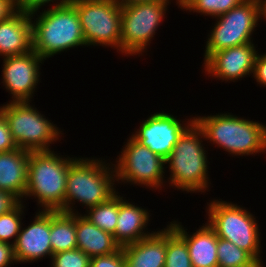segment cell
<instances>
[{"instance_id":"5b68a950","label":"cell","mask_w":266,"mask_h":267,"mask_svg":"<svg viewBox=\"0 0 266 267\" xmlns=\"http://www.w3.org/2000/svg\"><path fill=\"white\" fill-rule=\"evenodd\" d=\"M76 157H64L54 150L30 152L24 198L36 199L44 211H62L70 163Z\"/></svg>"},{"instance_id":"d6986e66","label":"cell","mask_w":266,"mask_h":267,"mask_svg":"<svg viewBox=\"0 0 266 267\" xmlns=\"http://www.w3.org/2000/svg\"><path fill=\"white\" fill-rule=\"evenodd\" d=\"M166 246L167 227L122 247L126 267H164Z\"/></svg>"},{"instance_id":"83f0119b","label":"cell","mask_w":266,"mask_h":267,"mask_svg":"<svg viewBox=\"0 0 266 267\" xmlns=\"http://www.w3.org/2000/svg\"><path fill=\"white\" fill-rule=\"evenodd\" d=\"M90 257L78 248L53 254L51 267H89Z\"/></svg>"},{"instance_id":"5bb4252c","label":"cell","mask_w":266,"mask_h":267,"mask_svg":"<svg viewBox=\"0 0 266 267\" xmlns=\"http://www.w3.org/2000/svg\"><path fill=\"white\" fill-rule=\"evenodd\" d=\"M256 48L253 43H247L214 52L203 63L204 73L221 82L242 80L253 74Z\"/></svg>"},{"instance_id":"ffe728a7","label":"cell","mask_w":266,"mask_h":267,"mask_svg":"<svg viewBox=\"0 0 266 267\" xmlns=\"http://www.w3.org/2000/svg\"><path fill=\"white\" fill-rule=\"evenodd\" d=\"M29 157L30 152L21 148L0 153V189L21 202L26 192Z\"/></svg>"},{"instance_id":"9c48e42d","label":"cell","mask_w":266,"mask_h":267,"mask_svg":"<svg viewBox=\"0 0 266 267\" xmlns=\"http://www.w3.org/2000/svg\"><path fill=\"white\" fill-rule=\"evenodd\" d=\"M85 42L88 46H104L120 52L121 6L114 0H73Z\"/></svg>"},{"instance_id":"603a6c76","label":"cell","mask_w":266,"mask_h":267,"mask_svg":"<svg viewBox=\"0 0 266 267\" xmlns=\"http://www.w3.org/2000/svg\"><path fill=\"white\" fill-rule=\"evenodd\" d=\"M117 194L118 192L108 201L88 208L84 214L90 222L112 235L115 233L118 218Z\"/></svg>"},{"instance_id":"7a4b0ae2","label":"cell","mask_w":266,"mask_h":267,"mask_svg":"<svg viewBox=\"0 0 266 267\" xmlns=\"http://www.w3.org/2000/svg\"><path fill=\"white\" fill-rule=\"evenodd\" d=\"M30 17L33 51L44 60L71 48L87 46L79 14L72 4L51 6L39 15L34 11Z\"/></svg>"},{"instance_id":"4316f807","label":"cell","mask_w":266,"mask_h":267,"mask_svg":"<svg viewBox=\"0 0 266 267\" xmlns=\"http://www.w3.org/2000/svg\"><path fill=\"white\" fill-rule=\"evenodd\" d=\"M24 209L25 205L20 202L10 212L0 215V242L14 245L23 224Z\"/></svg>"},{"instance_id":"3957f363","label":"cell","mask_w":266,"mask_h":267,"mask_svg":"<svg viewBox=\"0 0 266 267\" xmlns=\"http://www.w3.org/2000/svg\"><path fill=\"white\" fill-rule=\"evenodd\" d=\"M110 163L102 158H75L69 166L65 208L61 212L76 213L73 207L75 202H80L87 210L113 197L117 193V179L113 164Z\"/></svg>"},{"instance_id":"836d02e7","label":"cell","mask_w":266,"mask_h":267,"mask_svg":"<svg viewBox=\"0 0 266 267\" xmlns=\"http://www.w3.org/2000/svg\"><path fill=\"white\" fill-rule=\"evenodd\" d=\"M16 263L13 245L0 242V267H10Z\"/></svg>"},{"instance_id":"8fae6325","label":"cell","mask_w":266,"mask_h":267,"mask_svg":"<svg viewBox=\"0 0 266 267\" xmlns=\"http://www.w3.org/2000/svg\"><path fill=\"white\" fill-rule=\"evenodd\" d=\"M117 157L113 164L116 183L143 185L150 190H162L163 184H166V177L163 175L165 160L131 136L124 144L121 155L119 153Z\"/></svg>"},{"instance_id":"f546056e","label":"cell","mask_w":266,"mask_h":267,"mask_svg":"<svg viewBox=\"0 0 266 267\" xmlns=\"http://www.w3.org/2000/svg\"><path fill=\"white\" fill-rule=\"evenodd\" d=\"M72 1L73 0H16V4L18 10L24 11L26 13H32L34 11L40 12V9L42 7L51 2L53 3L52 7H58L71 4Z\"/></svg>"},{"instance_id":"d590c367","label":"cell","mask_w":266,"mask_h":267,"mask_svg":"<svg viewBox=\"0 0 266 267\" xmlns=\"http://www.w3.org/2000/svg\"><path fill=\"white\" fill-rule=\"evenodd\" d=\"M119 6H125L135 2H145V1H171V0H114Z\"/></svg>"},{"instance_id":"e0dca14e","label":"cell","mask_w":266,"mask_h":267,"mask_svg":"<svg viewBox=\"0 0 266 267\" xmlns=\"http://www.w3.org/2000/svg\"><path fill=\"white\" fill-rule=\"evenodd\" d=\"M119 194L118 192V218L113 237L120 247H124L150 236L154 231L150 233L145 228L151 216L148 210L127 201Z\"/></svg>"},{"instance_id":"8992f818","label":"cell","mask_w":266,"mask_h":267,"mask_svg":"<svg viewBox=\"0 0 266 267\" xmlns=\"http://www.w3.org/2000/svg\"><path fill=\"white\" fill-rule=\"evenodd\" d=\"M221 199L207 203V223L218 238L248 252L262 267L260 229L256 217L244 207Z\"/></svg>"},{"instance_id":"277c9868","label":"cell","mask_w":266,"mask_h":267,"mask_svg":"<svg viewBox=\"0 0 266 267\" xmlns=\"http://www.w3.org/2000/svg\"><path fill=\"white\" fill-rule=\"evenodd\" d=\"M205 140L234 156H248L266 151V125L231 113L197 116ZM255 153V154H254Z\"/></svg>"},{"instance_id":"1f68e13d","label":"cell","mask_w":266,"mask_h":267,"mask_svg":"<svg viewBox=\"0 0 266 267\" xmlns=\"http://www.w3.org/2000/svg\"><path fill=\"white\" fill-rule=\"evenodd\" d=\"M252 76L255 78L257 85L266 87V53L257 54Z\"/></svg>"},{"instance_id":"4dcf8cb0","label":"cell","mask_w":266,"mask_h":267,"mask_svg":"<svg viewBox=\"0 0 266 267\" xmlns=\"http://www.w3.org/2000/svg\"><path fill=\"white\" fill-rule=\"evenodd\" d=\"M17 145L12 138L6 117L0 110V153L17 149Z\"/></svg>"},{"instance_id":"8d00e7d4","label":"cell","mask_w":266,"mask_h":267,"mask_svg":"<svg viewBox=\"0 0 266 267\" xmlns=\"http://www.w3.org/2000/svg\"><path fill=\"white\" fill-rule=\"evenodd\" d=\"M259 5L260 20L263 18L266 20V0H257Z\"/></svg>"},{"instance_id":"52a82bcc","label":"cell","mask_w":266,"mask_h":267,"mask_svg":"<svg viewBox=\"0 0 266 267\" xmlns=\"http://www.w3.org/2000/svg\"><path fill=\"white\" fill-rule=\"evenodd\" d=\"M12 138L18 148L33 151L51 150V145L61 137L59 127L41 114L30 101L12 102L0 106Z\"/></svg>"},{"instance_id":"cb8c5ba5","label":"cell","mask_w":266,"mask_h":267,"mask_svg":"<svg viewBox=\"0 0 266 267\" xmlns=\"http://www.w3.org/2000/svg\"><path fill=\"white\" fill-rule=\"evenodd\" d=\"M219 267H262L248 252L232 242L218 238Z\"/></svg>"},{"instance_id":"30bf717a","label":"cell","mask_w":266,"mask_h":267,"mask_svg":"<svg viewBox=\"0 0 266 267\" xmlns=\"http://www.w3.org/2000/svg\"><path fill=\"white\" fill-rule=\"evenodd\" d=\"M259 21L257 0H245L225 14L216 17L214 28L207 35L204 61L214 52L254 43L251 36Z\"/></svg>"},{"instance_id":"484cf974","label":"cell","mask_w":266,"mask_h":267,"mask_svg":"<svg viewBox=\"0 0 266 267\" xmlns=\"http://www.w3.org/2000/svg\"><path fill=\"white\" fill-rule=\"evenodd\" d=\"M164 267H192L185 240L169 224Z\"/></svg>"},{"instance_id":"d6a6232c","label":"cell","mask_w":266,"mask_h":267,"mask_svg":"<svg viewBox=\"0 0 266 267\" xmlns=\"http://www.w3.org/2000/svg\"><path fill=\"white\" fill-rule=\"evenodd\" d=\"M20 202L13 194L0 189V215L10 212Z\"/></svg>"},{"instance_id":"ac0fdd59","label":"cell","mask_w":266,"mask_h":267,"mask_svg":"<svg viewBox=\"0 0 266 267\" xmlns=\"http://www.w3.org/2000/svg\"><path fill=\"white\" fill-rule=\"evenodd\" d=\"M33 50L30 13L19 10L0 22V56L23 55Z\"/></svg>"},{"instance_id":"6da1fadb","label":"cell","mask_w":266,"mask_h":267,"mask_svg":"<svg viewBox=\"0 0 266 267\" xmlns=\"http://www.w3.org/2000/svg\"><path fill=\"white\" fill-rule=\"evenodd\" d=\"M202 129L193 121L180 135L170 155L165 159L170 177L169 186L186 193L206 192L209 188L208 160Z\"/></svg>"},{"instance_id":"d4e9b609","label":"cell","mask_w":266,"mask_h":267,"mask_svg":"<svg viewBox=\"0 0 266 267\" xmlns=\"http://www.w3.org/2000/svg\"><path fill=\"white\" fill-rule=\"evenodd\" d=\"M245 0H176V5L184 11L200 13L216 18L225 14Z\"/></svg>"},{"instance_id":"f1b7e54d","label":"cell","mask_w":266,"mask_h":267,"mask_svg":"<svg viewBox=\"0 0 266 267\" xmlns=\"http://www.w3.org/2000/svg\"><path fill=\"white\" fill-rule=\"evenodd\" d=\"M89 267H126L122 247L108 255L91 257Z\"/></svg>"},{"instance_id":"e575fe53","label":"cell","mask_w":266,"mask_h":267,"mask_svg":"<svg viewBox=\"0 0 266 267\" xmlns=\"http://www.w3.org/2000/svg\"><path fill=\"white\" fill-rule=\"evenodd\" d=\"M18 11L16 0H0V22L11 18Z\"/></svg>"},{"instance_id":"44dd1931","label":"cell","mask_w":266,"mask_h":267,"mask_svg":"<svg viewBox=\"0 0 266 267\" xmlns=\"http://www.w3.org/2000/svg\"><path fill=\"white\" fill-rule=\"evenodd\" d=\"M75 227L77 248L90 258L108 255L120 248L112 234L98 228L79 212L75 213Z\"/></svg>"},{"instance_id":"9a60e30c","label":"cell","mask_w":266,"mask_h":267,"mask_svg":"<svg viewBox=\"0 0 266 267\" xmlns=\"http://www.w3.org/2000/svg\"><path fill=\"white\" fill-rule=\"evenodd\" d=\"M51 211L39 210L34 220L27 227L21 226L20 232L13 245L17 263L34 262L43 257H52L50 241Z\"/></svg>"},{"instance_id":"ba28073f","label":"cell","mask_w":266,"mask_h":267,"mask_svg":"<svg viewBox=\"0 0 266 267\" xmlns=\"http://www.w3.org/2000/svg\"><path fill=\"white\" fill-rule=\"evenodd\" d=\"M169 3L171 4L170 1H145L121 7L122 55L141 56L147 52L148 45L163 23Z\"/></svg>"},{"instance_id":"7c38bea8","label":"cell","mask_w":266,"mask_h":267,"mask_svg":"<svg viewBox=\"0 0 266 267\" xmlns=\"http://www.w3.org/2000/svg\"><path fill=\"white\" fill-rule=\"evenodd\" d=\"M2 60V83L12 96L10 101L31 102L40 82V65L44 59L32 50L23 55L6 56Z\"/></svg>"},{"instance_id":"2e32d148","label":"cell","mask_w":266,"mask_h":267,"mask_svg":"<svg viewBox=\"0 0 266 267\" xmlns=\"http://www.w3.org/2000/svg\"><path fill=\"white\" fill-rule=\"evenodd\" d=\"M169 225L185 240L192 267H219L217 242L214 229L205 223L196 232L188 234L181 222L173 220Z\"/></svg>"},{"instance_id":"7402d4cb","label":"cell","mask_w":266,"mask_h":267,"mask_svg":"<svg viewBox=\"0 0 266 267\" xmlns=\"http://www.w3.org/2000/svg\"><path fill=\"white\" fill-rule=\"evenodd\" d=\"M52 255L77 248L75 213L51 211Z\"/></svg>"},{"instance_id":"4fadbf2b","label":"cell","mask_w":266,"mask_h":267,"mask_svg":"<svg viewBox=\"0 0 266 267\" xmlns=\"http://www.w3.org/2000/svg\"><path fill=\"white\" fill-rule=\"evenodd\" d=\"M186 120L188 121L184 123L170 113L157 112L142 122L131 137L165 160L180 135L194 121V117Z\"/></svg>"}]
</instances>
